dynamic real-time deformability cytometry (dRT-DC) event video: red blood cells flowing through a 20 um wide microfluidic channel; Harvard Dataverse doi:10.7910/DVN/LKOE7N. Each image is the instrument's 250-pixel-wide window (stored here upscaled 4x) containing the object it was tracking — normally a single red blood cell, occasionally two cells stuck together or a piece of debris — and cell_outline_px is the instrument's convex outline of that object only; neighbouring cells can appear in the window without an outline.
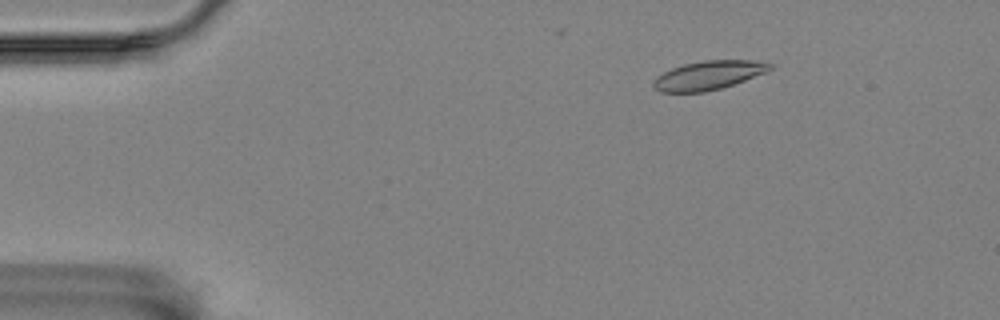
{"species": "Egyptian fruit bat (a non-hibernating species)", "species_latin": "Rousettus aegyptiacus", "temperature_condition": "room temperature", "stored_images_in_passage": 7, "camera_frame_rate_fps": 3000, "um_per_image_px": 0.085, "animal": {"sex": "female"}, "frame": {"image": 1, "passage_image": 3, "time_ms": 2.333, "image_size_px": [1000, 320], "cell_outline_px": [[776, 68], [744, 80], [720, 88], [704, 92], [660, 92], [652, 88], [652, 80], [656, 76], [672, 68], [684, 64], [704, 60], [756, 60], [776, 64]], "centroid_in_image_um": [60.22, 6.39], "position_along_channel_um": 24.8, "area_um2": 19.77}}
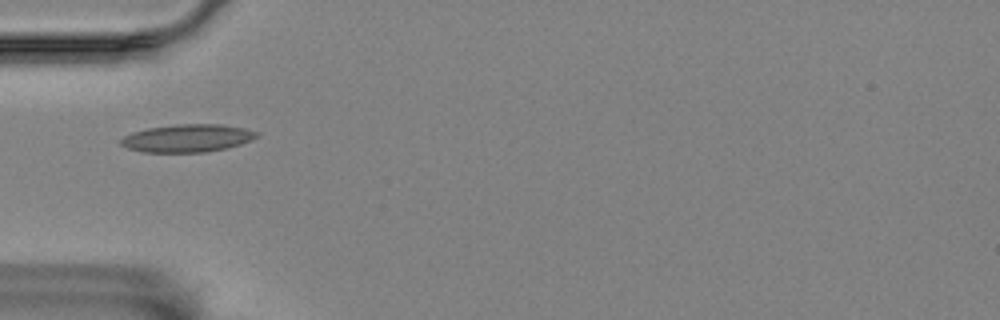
{"frame": {"image": 2, "passage_image": 6, "time_ms": 5.667, "image_size_px": [1000, 320], "cell_outline_px": [[260, 136], [252, 140], [240, 144], [224, 148], [204, 152], [144, 152], [128, 148], [120, 144], [120, 140], [124, 136], [132, 132], [148, 128], [176, 124], [224, 124], [244, 128], [256, 132]], "centroid_in_image_um": [15.93, 11.73], "position_along_channel_um": 69.1, "area_um2": 21.91}}
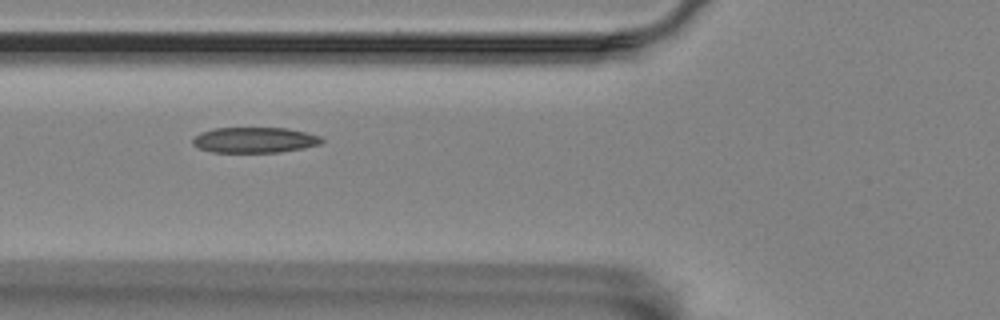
{"frame": {"image": 3, "passage_image": 7, "time_ms": 6.667, "image_size_px": [1000, 320], "cell_outline_px": [[324, 140], [320, 144], [304, 148], [280, 152], [212, 152], [200, 148], [192, 144], [192, 140], [200, 132], [212, 128], [288, 128], [320, 136]], "centroid_in_image_um": [21.64, 11.9], "position_along_channel_um": 104.2, "area_um2": 19.19}}